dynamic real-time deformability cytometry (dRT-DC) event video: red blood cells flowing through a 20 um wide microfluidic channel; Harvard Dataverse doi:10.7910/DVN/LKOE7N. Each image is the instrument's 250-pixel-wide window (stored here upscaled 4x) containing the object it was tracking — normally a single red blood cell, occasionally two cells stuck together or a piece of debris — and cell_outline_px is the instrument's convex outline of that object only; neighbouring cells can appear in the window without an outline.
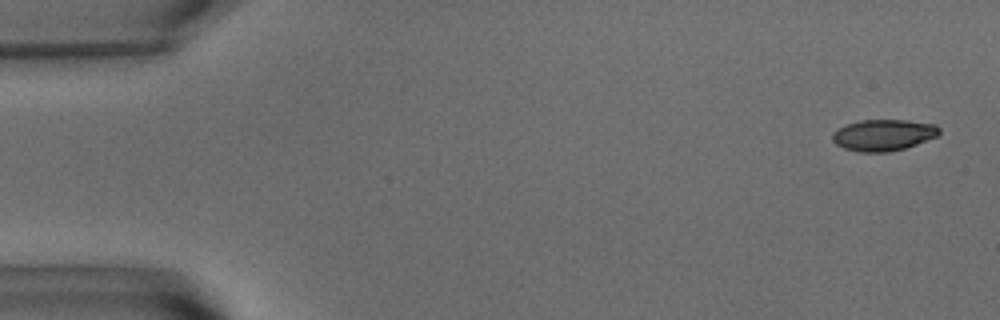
{"species": "common noctule bat (a hibernating species)", "species_latin": "Nyctalus noctula", "temperature_condition": "warm", "stored_images_in_passage": 56, "camera_frame_rate_fps": 3000, "um_per_image_px": 0.085, "animal": {"sex": "male", "body_mass_g": 15.6}, "frame": {"image": 1, "passage_image": 2, "time_ms": 0.333, "image_size_px": [1000, 320], "cell_outline_px": [[940, 132], [936, 136], [916, 144], [904, 148], [888, 152], [860, 152], [844, 148], [836, 144], [832, 140], [832, 132], [836, 128], [860, 120], [908, 120], [936, 124], [940, 128]], "centroid_in_image_um": [75.07, 11.47], "position_along_channel_um": 9.9, "area_um2": 19.54}}
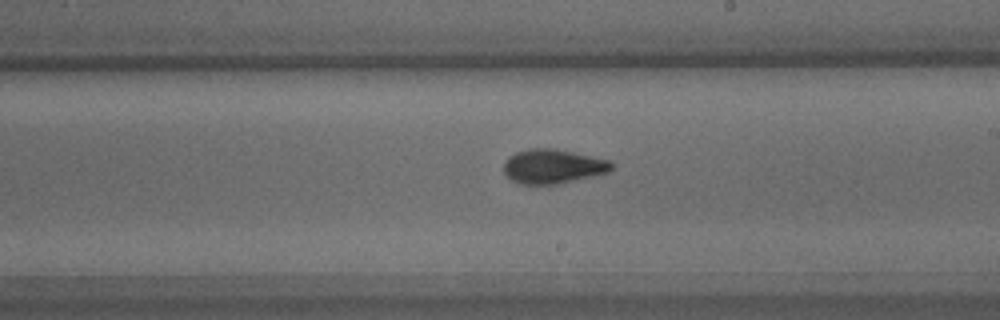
{"frame": {"image": 2, "passage_image": 32, "time_ms": 10.333, "image_size_px": [1000, 320], "cell_outline_px": [[616, 164], [608, 172], [592, 176], [556, 184], [520, 184], [512, 180], [504, 172], [504, 160], [508, 156], [516, 152], [528, 148], [556, 148], [612, 160]], "centroid_in_image_um": [47.02, 14.12], "position_along_channel_um": 242.0, "area_um2": 21.79}}
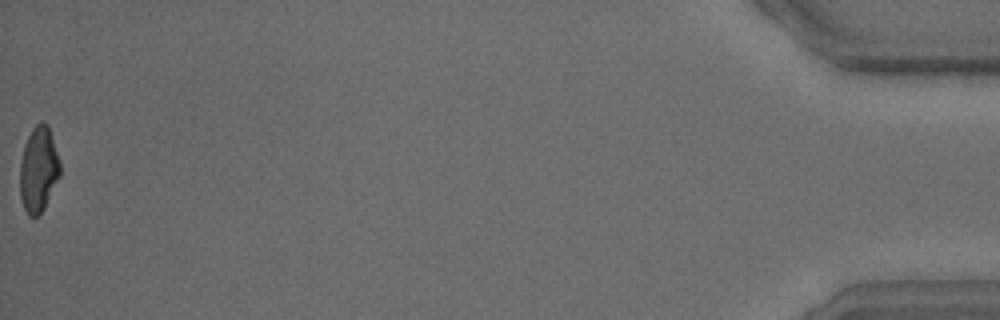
{"frame": {"image": 3, "passage_image": 56, "time_ms": 18.333, "image_size_px": [1000, 320], "cell_outline_px": [[60, 176], [44, 208], [36, 216], [28, 216], [24, 208], [20, 196], [20, 164], [24, 144], [32, 128], [40, 120], [48, 124], [60, 160]], "centroid_in_image_um": [3.28, 14.37], "position_along_channel_um": 431.9, "area_um2": 20.06}, "authors_computed_cell_mechanics": {"area_um2": 20.5768, "velocity_mm_per_s": 3.6157, "shape_relaxation_time_tau1_ms": 7.5127, "shape_relaxation_time_tau2_ms": 1.6426, "deformation_change_tau1": 0.2214, "deformation_change_tau2": 0.0789}}